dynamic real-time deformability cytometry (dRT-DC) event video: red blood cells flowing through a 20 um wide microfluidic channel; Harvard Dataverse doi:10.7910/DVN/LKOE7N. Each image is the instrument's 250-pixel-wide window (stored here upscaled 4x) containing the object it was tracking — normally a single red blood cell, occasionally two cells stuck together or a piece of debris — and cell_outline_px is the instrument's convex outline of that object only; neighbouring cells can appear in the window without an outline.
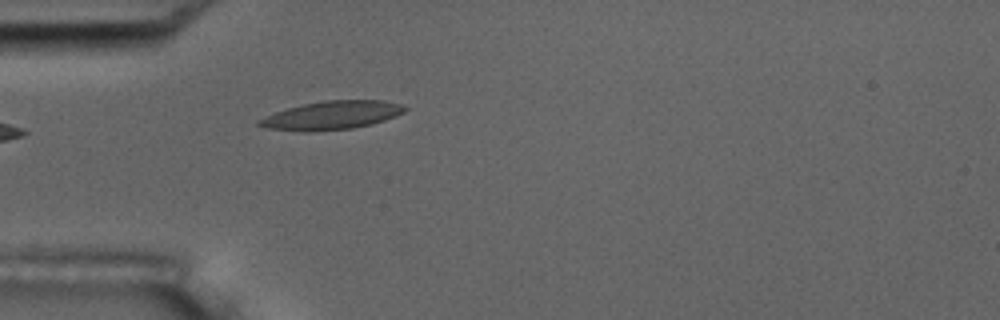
{"species": "common noctule bat (a hibernating species)", "species_latin": "Nyctalus noctula", "temperature_condition": "room temperature", "stored_images_in_passage": 6, "camera_frame_rate_fps": 3000, "um_per_image_px": 0.085, "animal": {"sex": "male", "body_mass_g": 17.5, "forearm_length_mm": 52.3}, "frame": {"image": 1, "passage_image": 6, "time_ms": 5.667, "image_size_px": [1000, 320], "cell_outline_px": [[408, 108], [404, 112], [396, 116], [372, 124], [352, 128], [308, 132], [304, 132], [268, 128], [256, 124], [256, 120], [264, 116], [288, 108], [304, 104], [328, 100], [384, 100], [400, 104]], "centroid_in_image_um": [28.19, 9.8], "position_along_channel_um": 56.8, "area_um2": 24.1}}